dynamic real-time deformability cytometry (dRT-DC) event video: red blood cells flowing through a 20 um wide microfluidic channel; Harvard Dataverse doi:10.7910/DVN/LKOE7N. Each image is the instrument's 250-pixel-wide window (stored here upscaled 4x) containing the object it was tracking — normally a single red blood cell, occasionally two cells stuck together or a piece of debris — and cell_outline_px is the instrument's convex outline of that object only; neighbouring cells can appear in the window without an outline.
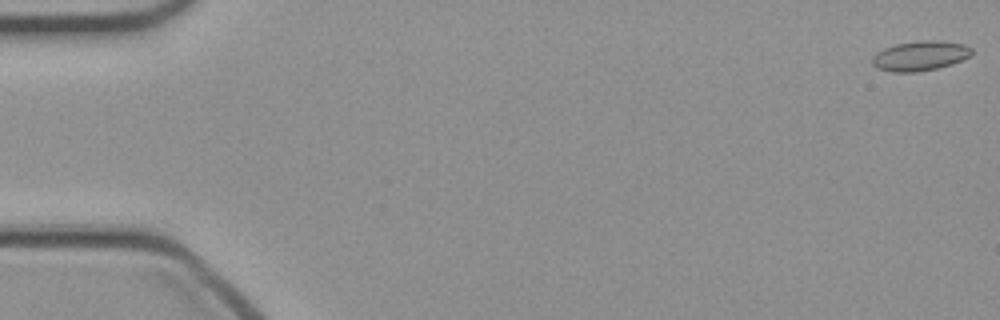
{"species": "common noctule bat (a hibernating species)", "species_latin": "Nyctalus noctula", "temperature_condition": "cold", "stored_images_in_passage": 48, "camera_frame_rate_fps": 3000, "um_per_image_px": 0.085, "animal": {"sex": "female", "body_mass_g": 21.9}, "frame": {"image": 1, "passage_image": 1, "time_ms": 0.0, "image_size_px": [1000, 320], "cell_outline_px": [[972, 56], [952, 64], [936, 68], [916, 72], [892, 72], [876, 68], [872, 64], [872, 56], [876, 52], [884, 48], [896, 44], [920, 40], [936, 40], [964, 44], [972, 48]], "centroid_in_image_um": [78.21, 4.74], "position_along_channel_um": 6.8, "area_um2": 17.4}}
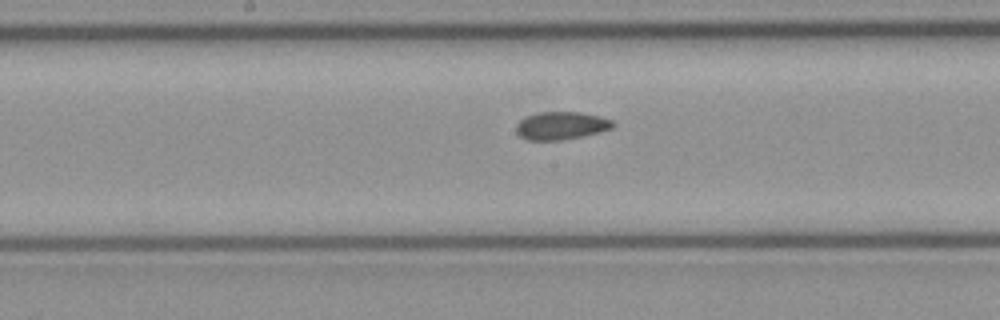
{"frame": {"image": 2, "passage_image": 25, "time_ms": 8.0, "image_size_px": [1000, 320], "cell_outline_px": [[616, 124], [612, 128], [580, 136], [560, 140], [524, 140], [516, 132], [516, 124], [520, 120], [528, 116], [540, 112], [580, 112], [600, 116], [612, 120]], "centroid_in_image_um": [47.68, 10.67], "position_along_channel_um": 200.5, "area_um2": 15.55}}
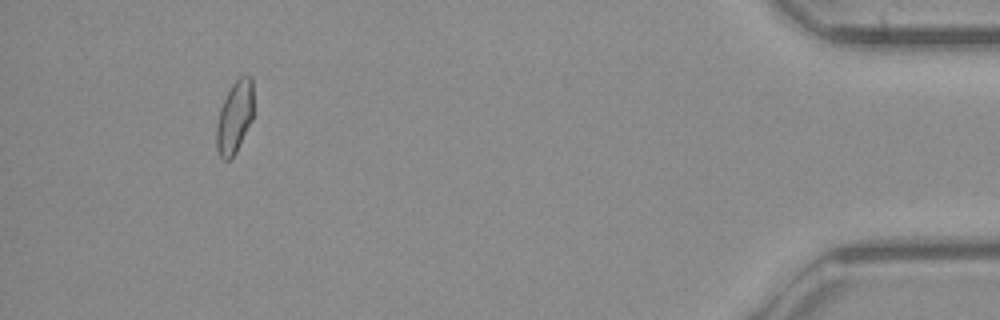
{"frame": {"image": 3, "passage_image": 45, "time_ms": 14.667, "image_size_px": [1000, 320], "cell_outline_px": [[252, 120], [236, 152], [228, 160], [220, 160], [216, 148], [216, 124], [220, 108], [232, 84], [240, 76], [252, 76]], "centroid_in_image_um": [19.92, 10.0], "position_along_channel_um": 415.3, "area_um2": 15.55}}